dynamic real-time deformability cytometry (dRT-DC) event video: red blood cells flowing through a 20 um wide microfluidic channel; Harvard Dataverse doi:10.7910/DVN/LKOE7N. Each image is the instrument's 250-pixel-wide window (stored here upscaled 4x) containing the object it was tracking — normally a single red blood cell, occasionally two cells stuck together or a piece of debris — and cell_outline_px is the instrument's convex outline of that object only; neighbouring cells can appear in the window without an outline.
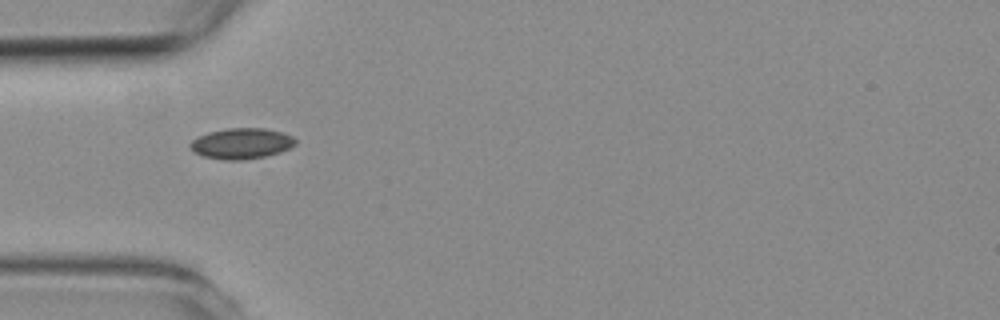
{"species": "common noctule bat (a hibernating species)", "species_latin": "Nyctalus noctula", "temperature_condition": "room temperature", "stored_images_in_passage": 5, "camera_frame_rate_fps": 3000, "um_per_image_px": 0.085, "animal": {"sex": "female", "body_mass_g": 19.3, "forearm_length_mm": 54.1}, "frame": {"image": 1, "passage_image": 3, "time_ms": 4.667, "image_size_px": [1000, 320], "cell_outline_px": [[296, 144], [280, 152], [264, 156], [244, 160], [224, 160], [204, 156], [196, 152], [188, 144], [192, 140], [208, 132], [228, 128], [264, 128], [280, 132], [292, 136], [296, 140]], "centroid_in_image_um": [20.53, 12.19], "position_along_channel_um": 64.5, "area_um2": 18.61}}
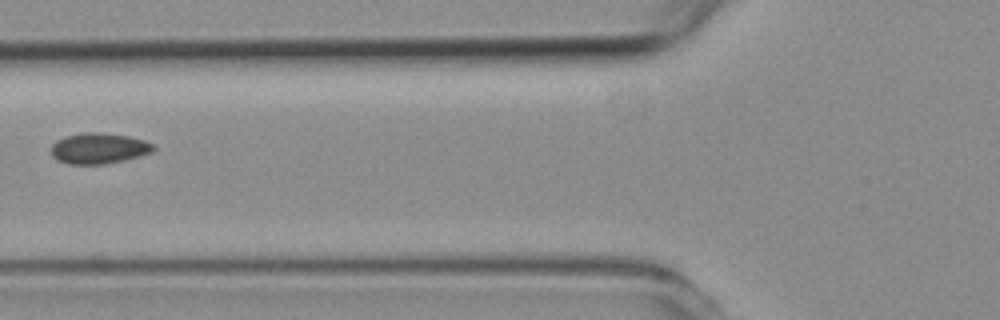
{"frame": {"image": 2, "passage_image": 4, "time_ms": 6.0, "image_size_px": [1000, 320], "cell_outline_px": [[156, 148], [152, 152], [104, 164], [68, 164], [52, 156], [52, 144], [56, 140], [64, 136], [84, 132], [100, 132], [128, 136], [144, 140], [152, 144]], "centroid_in_image_um": [8.37, 12.59], "position_along_channel_um": 117.4, "area_um2": 18.09}}
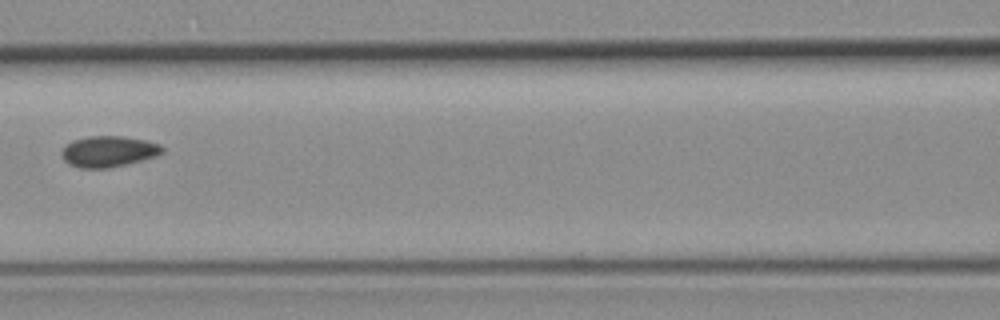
{"frame": {"image": 3, "passage_image": 5, "time_ms": 7.0, "image_size_px": [1000, 320], "cell_outline_px": [[164, 152], [156, 156], [128, 164], [112, 168], [80, 168], [68, 164], [60, 156], [60, 152], [72, 140], [88, 136], [124, 136], [144, 140], [160, 144], [164, 148]], "centroid_in_image_um": [9.22, 12.88], "position_along_channel_um": 157.4, "area_um2": 18.38}}